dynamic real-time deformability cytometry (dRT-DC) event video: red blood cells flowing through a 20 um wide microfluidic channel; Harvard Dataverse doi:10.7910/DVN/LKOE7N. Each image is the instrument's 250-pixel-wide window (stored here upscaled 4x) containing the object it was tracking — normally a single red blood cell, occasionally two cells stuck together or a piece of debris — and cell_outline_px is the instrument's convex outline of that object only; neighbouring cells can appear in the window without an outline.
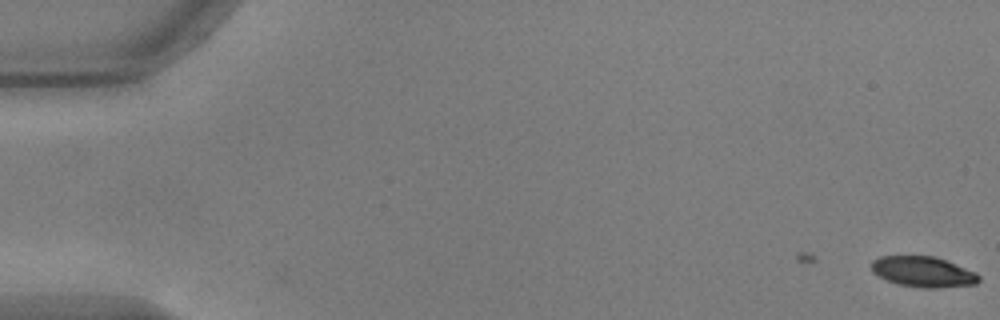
{"species": "common noctule bat (a hibernating species)", "species_latin": "Nyctalus noctula", "temperature_condition": "warm", "stored_images_in_passage": 5, "camera_frame_rate_fps": 3000, "um_per_image_px": 0.085, "animal": {"sex": "male", "body_mass_g": 17.9, "forearm_length_mm": 54.2}, "frame": {"image": 1, "passage_image": 5, "time_ms": 1.333, "image_size_px": [1000, 320], "cell_outline_px": [[980, 280], [976, 284], [940, 288], [920, 288], [896, 284], [872, 272], [872, 260], [880, 256], [936, 256], [976, 272], [980, 276]], "centroid_in_image_um": [78.49, 23.11], "position_along_channel_um": 6.5, "area_um2": 19.25}}